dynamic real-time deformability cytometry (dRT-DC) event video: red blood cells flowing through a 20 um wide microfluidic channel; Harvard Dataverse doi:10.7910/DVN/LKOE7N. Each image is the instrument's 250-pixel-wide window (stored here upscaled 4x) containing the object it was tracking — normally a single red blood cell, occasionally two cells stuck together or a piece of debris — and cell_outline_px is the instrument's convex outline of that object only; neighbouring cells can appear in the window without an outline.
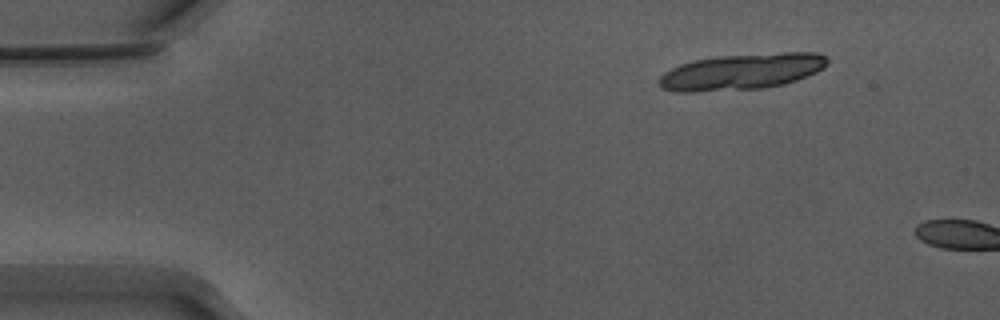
{"species": "Egyptian fruit bat (a non-hibernating species)", "species_latin": "Rousettus aegyptiacus", "temperature_condition": "warm", "stored_images_in_passage": 7, "camera_frame_rate_fps": 3000, "um_per_image_px": 0.085, "animal": {"sex": "male"}, "frame": {"image": 1, "passage_image": 1, "time_ms": 0.0, "image_size_px": [1000, 320], "cell_outline_px": [[828, 64], [824, 68], [816, 72], [796, 80], [784, 84], [764, 88], [696, 92], [676, 92], [660, 88], [660, 76], [664, 72], [680, 64], [692, 60], [716, 56], [784, 52], [816, 52], [828, 56]], "centroid_in_image_um": [63.05, 6.09], "position_along_channel_um": 21.9, "area_um2": 35.72}}